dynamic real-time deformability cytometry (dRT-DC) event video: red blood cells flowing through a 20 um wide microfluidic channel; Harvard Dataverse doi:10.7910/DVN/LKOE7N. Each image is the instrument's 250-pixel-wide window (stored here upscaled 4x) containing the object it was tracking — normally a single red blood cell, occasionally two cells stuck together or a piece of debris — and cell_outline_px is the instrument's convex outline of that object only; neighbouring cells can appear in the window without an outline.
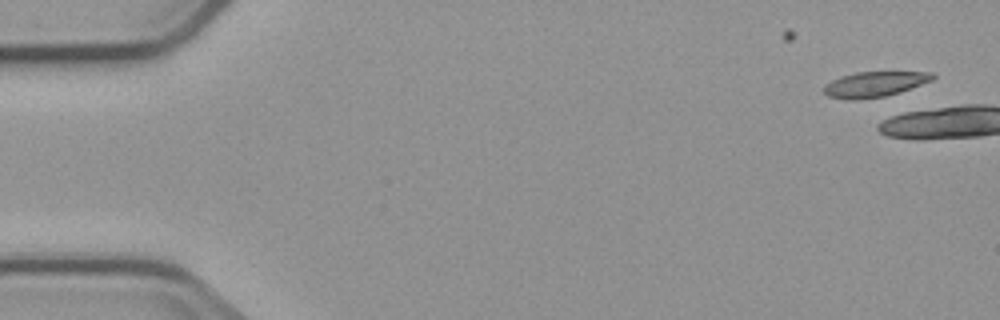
{"species": "common noctule bat (a hibernating species)", "species_latin": "Nyctalus noctula", "temperature_condition": "cold", "stored_images_in_passage": 2, "camera_frame_rate_fps": 3000, "um_per_image_px": 0.085, "animal": {"sex": "male", "body_mass_g": 23.1, "forearm_length_mm": 52.7}, "frame": {"image": 1, "passage_image": 1, "time_ms": 0.0, "image_size_px": [1000, 320], "cell_outline_px": [[936, 76], [932, 80], [900, 92], [884, 96], [856, 100], [848, 100], [828, 96], [824, 92], [824, 88], [832, 80], [840, 76], [856, 72], [932, 72]], "centroid_in_image_um": [74.34, 7.16], "position_along_channel_um": 10.7, "area_um2": 15.9}}